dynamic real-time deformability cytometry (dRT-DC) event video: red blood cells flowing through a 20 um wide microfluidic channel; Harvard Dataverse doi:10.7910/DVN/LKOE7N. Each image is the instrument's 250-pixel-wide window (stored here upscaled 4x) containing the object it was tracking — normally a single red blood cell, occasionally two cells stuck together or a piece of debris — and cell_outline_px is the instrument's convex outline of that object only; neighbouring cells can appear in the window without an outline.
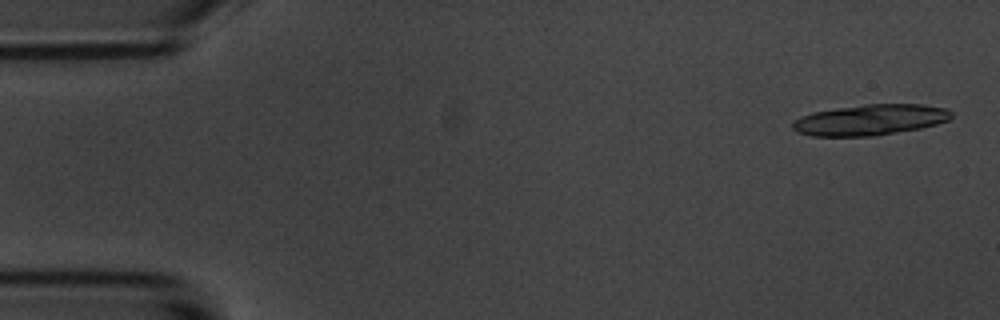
{"species": "common noctule bat (a hibernating species)", "species_latin": "Nyctalus noctula", "temperature_condition": "room temperature", "stored_images_in_passage": 17, "camera_frame_rate_fps": 3000, "um_per_image_px": 0.085, "animal": {"sex": "male", "body_mass_g": 20.1, "forearm_length_mm": 53.5}, "frame": {"image": 1, "passage_image": 1, "time_ms": 0.0, "image_size_px": [1000, 320], "cell_outline_px": [[952, 116], [948, 120], [936, 124], [920, 128], [876, 136], [812, 136], [796, 132], [792, 128], [792, 124], [796, 120], [812, 112], [836, 108], [864, 104], [920, 104], [948, 108], [952, 112]], "centroid_in_image_um": [73.98, 10.19], "position_along_channel_um": 11.0, "area_um2": 28.5}}